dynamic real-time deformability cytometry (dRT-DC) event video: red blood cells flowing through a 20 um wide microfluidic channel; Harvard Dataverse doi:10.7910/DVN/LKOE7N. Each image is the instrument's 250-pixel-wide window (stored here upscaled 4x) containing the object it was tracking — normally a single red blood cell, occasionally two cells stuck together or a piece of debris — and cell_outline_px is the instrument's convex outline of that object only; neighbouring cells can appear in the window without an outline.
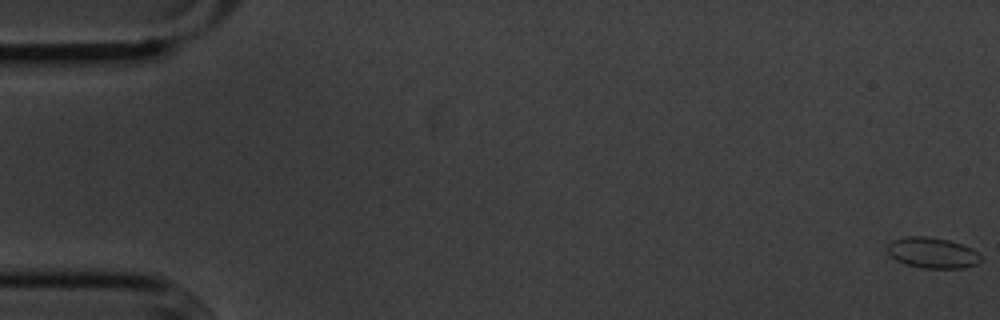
{"species": "common noctule bat (a hibernating species)", "species_latin": "Nyctalus noctula", "temperature_condition": "cold", "stored_images_in_passage": 56, "camera_frame_rate_fps": 3000, "um_per_image_px": 0.085, "animal": {"sex": "male", "body_mass_g": 20.1, "forearm_length_mm": 53.5}, "frame": {"image": 1, "passage_image": 1, "time_ms": 0.0, "image_size_px": [1000, 320], "cell_outline_px": [[984, 260], [976, 264], [964, 268], [920, 268], [904, 264], [896, 260], [888, 252], [888, 244], [892, 240], [908, 236], [928, 236], [948, 240], [972, 248], [984, 256]], "centroid_in_image_um": [79.3, 21.5], "position_along_channel_um": 5.7, "area_um2": 16.94}}
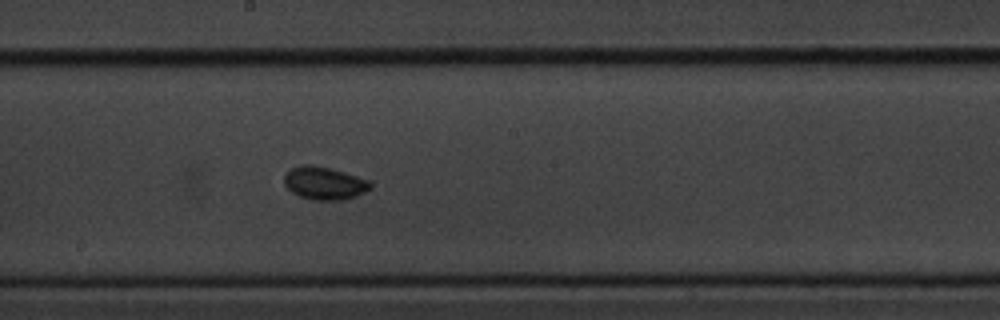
{"frame": {"image": 2, "passage_image": 31, "time_ms": 10.0, "image_size_px": [1000, 320], "cell_outline_px": [[372, 188], [356, 196], [340, 200], [312, 200], [300, 196], [292, 192], [284, 184], [284, 176], [292, 168], [300, 164], [312, 164], [344, 172], [368, 180], [372, 184]], "centroid_in_image_um": [27.56, 15.57], "position_along_channel_um": 220.6, "area_um2": 16.42}}
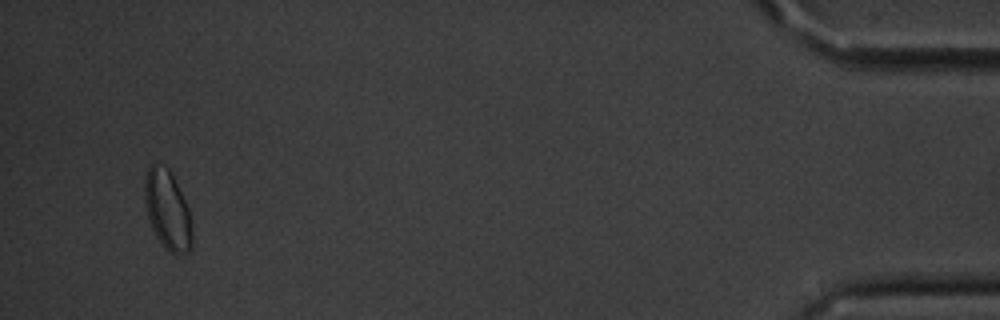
{"frame": {"image": 3, "passage_image": 54, "time_ms": 17.667, "image_size_px": [1000, 320], "cell_outline_px": [[192, 248], [188, 252], [168, 252], [164, 248], [156, 236], [148, 220], [144, 200], [144, 180], [148, 168], [152, 164], [156, 164], [168, 168], [172, 172], [188, 208], [192, 232]], "centroid_in_image_um": [14.22, 17.84], "position_along_channel_um": 421.0, "area_um2": 21.91}, "authors_computed_cell_mechanics": {"area_um2": 15.5482, "velocity_mm_per_s": 3.6096, "shape_relaxation_time_tau1_ms": null, "shape_relaxation_time_tau2_ms": 5.2837, "deformation_change_tau1": null, "deformation_change_tau2": 0.0476}}